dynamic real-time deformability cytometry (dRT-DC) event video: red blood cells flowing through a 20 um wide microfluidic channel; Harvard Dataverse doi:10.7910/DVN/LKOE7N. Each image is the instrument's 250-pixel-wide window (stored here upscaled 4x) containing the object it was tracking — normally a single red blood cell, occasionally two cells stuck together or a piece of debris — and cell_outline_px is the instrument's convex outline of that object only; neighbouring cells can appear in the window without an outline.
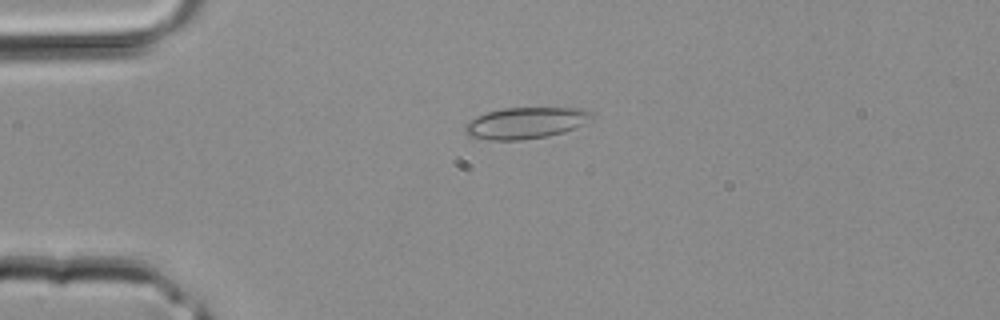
{"species": "common noctule bat (a hibernating species)", "species_latin": "Nyctalus noctula", "temperature_condition": "room temperature", "stored_images_in_passage": 1, "camera_frame_rate_fps": 3000, "um_per_image_px": 0.085, "animal": {"sex": "male", "body_mass_g": 20.4}, "frame": {"image": 1, "passage_image": 1, "time_ms": 0.0, "image_size_px": [1000, 320], "cell_outline_px": [[596, 116], [584, 124], [576, 128], [564, 132], [548, 136], [524, 140], [488, 140], [468, 136], [464, 132], [464, 124], [476, 116], [488, 112], [504, 108], [588, 108], [596, 112]], "centroid_in_image_um": [44.74, 10.45], "position_along_channel_um": 40.3, "area_um2": 23.7}}